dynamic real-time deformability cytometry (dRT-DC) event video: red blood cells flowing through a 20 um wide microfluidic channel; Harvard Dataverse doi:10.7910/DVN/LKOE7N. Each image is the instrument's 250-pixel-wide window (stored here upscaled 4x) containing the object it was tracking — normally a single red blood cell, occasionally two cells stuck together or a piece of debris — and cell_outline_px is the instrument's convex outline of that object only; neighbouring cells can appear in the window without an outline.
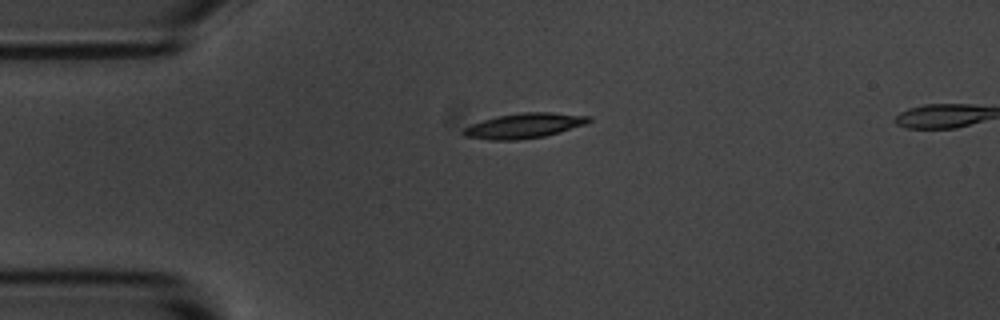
{"species": "common noctule bat (a hibernating species)", "species_latin": "Nyctalus noctula", "temperature_condition": "room temperature", "stored_images_in_passage": 3, "camera_frame_rate_fps": 3000, "um_per_image_px": 0.085, "animal": {"sex": "male", "body_mass_g": 20.1, "forearm_length_mm": 53.5}, "frame": {"image": 1, "passage_image": 1, "time_ms": 0.0, "image_size_px": [1000, 320], "cell_outline_px": [[592, 120], [588, 124], [544, 136], [516, 140], [488, 140], [464, 136], [460, 132], [464, 128], [472, 124], [496, 116], [524, 112], [552, 112], [592, 116]], "centroid_in_image_um": [44.58, 10.68], "position_along_channel_um": 40.4, "area_um2": 18.38}}